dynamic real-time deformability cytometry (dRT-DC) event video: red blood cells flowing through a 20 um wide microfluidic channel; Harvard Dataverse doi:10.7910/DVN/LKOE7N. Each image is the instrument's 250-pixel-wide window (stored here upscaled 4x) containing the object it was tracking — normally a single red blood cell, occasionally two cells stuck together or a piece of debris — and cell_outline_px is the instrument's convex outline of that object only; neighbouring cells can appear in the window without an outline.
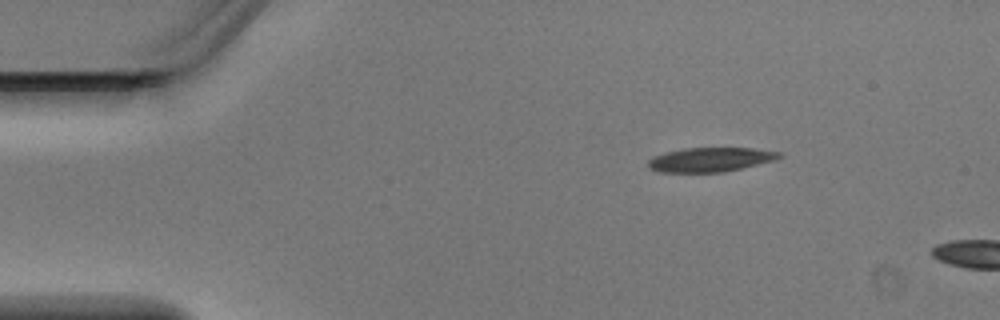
{"species": "Egyptian fruit bat (a non-hibernating species)", "species_latin": "Rousettus aegyptiacus", "temperature_condition": "warm", "stored_images_in_passage": 2, "camera_frame_rate_fps": 3000, "um_per_image_px": 0.085, "animal": {"sex": "male"}, "frame": {"image": 1, "passage_image": 1, "time_ms": 0.0, "image_size_px": [1000, 320], "cell_outline_px": [[784, 156], [772, 160], [724, 172], [660, 172], [648, 168], [648, 160], [652, 156], [664, 152], [684, 148], [752, 148], [780, 152]], "centroid_in_image_um": [60.31, 13.56], "position_along_channel_um": 24.7, "area_um2": 18.44}}